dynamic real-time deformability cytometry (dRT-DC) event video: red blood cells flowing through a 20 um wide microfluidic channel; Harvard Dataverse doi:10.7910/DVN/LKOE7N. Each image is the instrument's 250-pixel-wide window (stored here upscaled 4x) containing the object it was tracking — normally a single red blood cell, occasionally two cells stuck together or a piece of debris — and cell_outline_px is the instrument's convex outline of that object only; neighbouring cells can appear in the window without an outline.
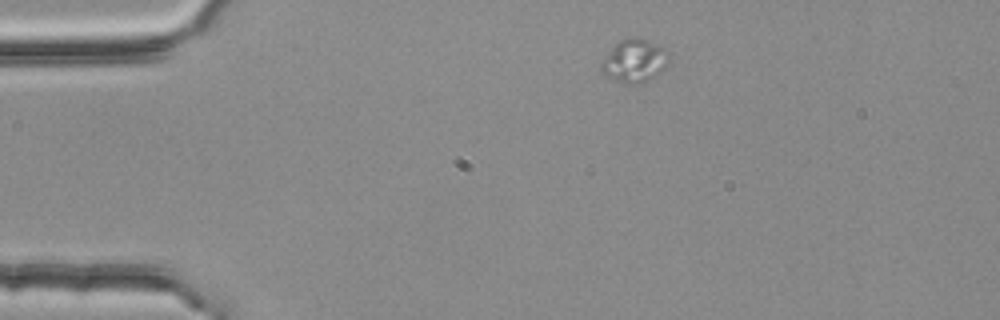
{"species": "common noctule bat (a hibernating species)", "species_latin": "Nyctalus noctula", "temperature_condition": "room temperature", "stored_images_in_passage": 2, "camera_frame_rate_fps": 3000, "um_per_image_px": 0.085, "animal": {"sex": "female", "body_mass_g": 25.1}, "frame": {"image": 1, "passage_image": 1, "time_ms": 0.0, "image_size_px": [1000, 320], "cell_outline_px": [[668, 60], [664, 68], [660, 72], [640, 84], [624, 84], [608, 76], [600, 68], [600, 64], [612, 48], [620, 40], [628, 36], [632, 36], [644, 40], [664, 48], [668, 52]], "centroid_in_image_um": [53.91, 5.17], "position_along_channel_um": 31.1, "area_um2": 16.53}}